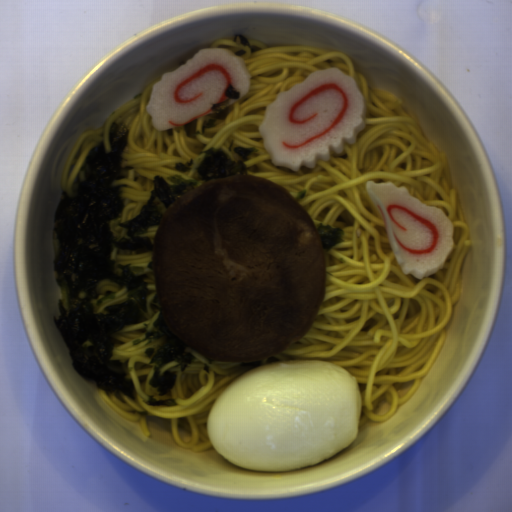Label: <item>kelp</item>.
I'll use <instances>...</instances> for the list:
<instances>
[{"label": "kelp", "instance_id": "99668d17", "mask_svg": "<svg viewBox=\"0 0 512 512\" xmlns=\"http://www.w3.org/2000/svg\"><path fill=\"white\" fill-rule=\"evenodd\" d=\"M129 134L128 123H110V151L103 140L90 148L70 192L61 191L52 221V236L57 244L53 260L55 280L60 289L67 290V307L59 299V315H52L53 322L68 349L73 370L124 403L120 392L133 400L135 389L132 378H127L131 358L111 359L114 346L126 344L117 340L116 334L125 326L148 320V297L157 290L149 288L155 283L154 272L135 273L131 262L122 264L112 259L113 251L132 256L151 252L152 238L140 235L148 234L151 225L160 223V203L170 206L198 182L176 174L166 180L160 175L154 177L153 190L138 214L117 225L129 238L115 237L111 221L124 212L127 197H121V188L129 185L113 183L128 178L123 174L125 171L137 170L135 166H123L128 160L124 151ZM105 279L127 287L129 297L122 304L106 306L107 314H96L91 299L97 298V283Z\"/></svg>", "mask_w": 512, "mask_h": 512}, {"label": "kelp", "instance_id": "cf089659", "mask_svg": "<svg viewBox=\"0 0 512 512\" xmlns=\"http://www.w3.org/2000/svg\"><path fill=\"white\" fill-rule=\"evenodd\" d=\"M150 306L151 314L159 312L153 324L155 327L145 331L144 338L134 339L132 344L146 341L144 345L147 346L149 342L163 340L156 347L148 346L144 350L149 357L148 364L154 363V370L148 384L151 387H157L156 393L159 397H163L171 392L178 378V373L173 371L174 368L180 367L181 373H184L196 358L186 352V348H189L187 344L167 327L157 294L152 298Z\"/></svg>", "mask_w": 512, "mask_h": 512}, {"label": "kelp", "instance_id": "604fcf36", "mask_svg": "<svg viewBox=\"0 0 512 512\" xmlns=\"http://www.w3.org/2000/svg\"><path fill=\"white\" fill-rule=\"evenodd\" d=\"M233 150L240 156V159L230 158L222 148H209L200 152L204 153V156L196 169L201 180L224 178L231 175H248L244 162L250 160L249 156L259 153L258 149L236 146Z\"/></svg>", "mask_w": 512, "mask_h": 512}, {"label": "kelp", "instance_id": "861f05c9", "mask_svg": "<svg viewBox=\"0 0 512 512\" xmlns=\"http://www.w3.org/2000/svg\"><path fill=\"white\" fill-rule=\"evenodd\" d=\"M321 239L323 251H328L333 246L344 241V229L337 228L331 223H314Z\"/></svg>", "mask_w": 512, "mask_h": 512}, {"label": "kelp", "instance_id": "d102d525", "mask_svg": "<svg viewBox=\"0 0 512 512\" xmlns=\"http://www.w3.org/2000/svg\"><path fill=\"white\" fill-rule=\"evenodd\" d=\"M227 97V96H226ZM230 100L227 97V100L212 104L211 112L206 114V119L202 125V133L205 134L207 128H211L215 125L216 122L226 119L228 114L233 108V103L229 104Z\"/></svg>", "mask_w": 512, "mask_h": 512}, {"label": "kelp", "instance_id": "69b00fe1", "mask_svg": "<svg viewBox=\"0 0 512 512\" xmlns=\"http://www.w3.org/2000/svg\"><path fill=\"white\" fill-rule=\"evenodd\" d=\"M144 404L152 405V406H176L178 403L175 399H161L157 400L154 394H149Z\"/></svg>", "mask_w": 512, "mask_h": 512}, {"label": "kelp", "instance_id": "6d42b08b", "mask_svg": "<svg viewBox=\"0 0 512 512\" xmlns=\"http://www.w3.org/2000/svg\"><path fill=\"white\" fill-rule=\"evenodd\" d=\"M197 119L183 125L184 131L190 139H193L200 131H197Z\"/></svg>", "mask_w": 512, "mask_h": 512}, {"label": "kelp", "instance_id": "59a32d9e", "mask_svg": "<svg viewBox=\"0 0 512 512\" xmlns=\"http://www.w3.org/2000/svg\"><path fill=\"white\" fill-rule=\"evenodd\" d=\"M225 96H227L230 100H233V99H239L240 94H239V91H237L234 87H232L229 84L225 90Z\"/></svg>", "mask_w": 512, "mask_h": 512}, {"label": "kelp", "instance_id": "21ea7ff6", "mask_svg": "<svg viewBox=\"0 0 512 512\" xmlns=\"http://www.w3.org/2000/svg\"><path fill=\"white\" fill-rule=\"evenodd\" d=\"M191 165H193V159H190L189 163L188 164H185V163H175V169L178 171V172H186L188 170H191Z\"/></svg>", "mask_w": 512, "mask_h": 512}, {"label": "kelp", "instance_id": "133cd13f", "mask_svg": "<svg viewBox=\"0 0 512 512\" xmlns=\"http://www.w3.org/2000/svg\"><path fill=\"white\" fill-rule=\"evenodd\" d=\"M165 132H166V134H167L168 136H172V134H173V128H169L168 130H165Z\"/></svg>", "mask_w": 512, "mask_h": 512}]
</instances>
